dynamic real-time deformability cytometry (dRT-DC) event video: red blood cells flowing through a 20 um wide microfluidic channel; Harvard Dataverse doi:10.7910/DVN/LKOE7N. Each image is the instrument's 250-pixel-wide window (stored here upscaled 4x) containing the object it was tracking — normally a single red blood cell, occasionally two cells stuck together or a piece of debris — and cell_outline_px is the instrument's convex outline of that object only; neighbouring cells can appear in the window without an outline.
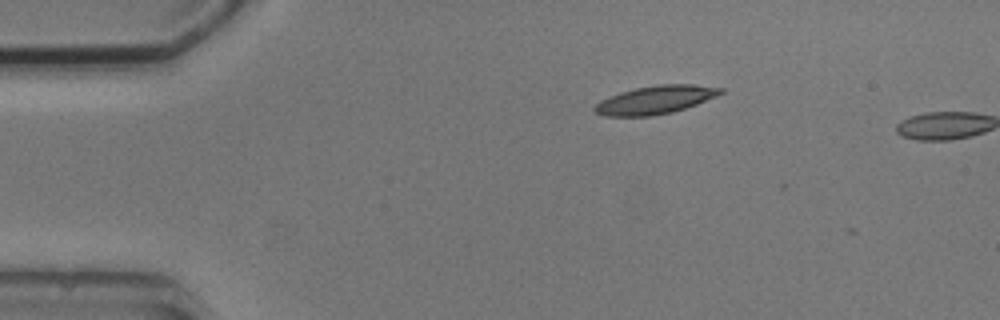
{"species": "common noctule bat (a hibernating species)", "species_latin": "Nyctalus noctula", "temperature_condition": "cold", "stored_images_in_passage": 4, "camera_frame_rate_fps": 3000, "um_per_image_px": 0.085, "animal": {"sex": "male", "body_mass_g": 20.5, "forearm_length_mm": 52.5}, "frame": {"image": 1, "passage_image": 1, "time_ms": 0.0, "image_size_px": [1000, 320], "cell_outline_px": [[724, 92], [716, 96], [696, 104], [672, 112], [652, 116], [604, 116], [596, 112], [592, 108], [600, 100], [608, 96], [620, 92], [636, 88], [656, 84], [692, 84], [724, 88]], "centroid_in_image_um": [55.68, 8.48], "position_along_channel_um": 29.3, "area_um2": 20.69}}